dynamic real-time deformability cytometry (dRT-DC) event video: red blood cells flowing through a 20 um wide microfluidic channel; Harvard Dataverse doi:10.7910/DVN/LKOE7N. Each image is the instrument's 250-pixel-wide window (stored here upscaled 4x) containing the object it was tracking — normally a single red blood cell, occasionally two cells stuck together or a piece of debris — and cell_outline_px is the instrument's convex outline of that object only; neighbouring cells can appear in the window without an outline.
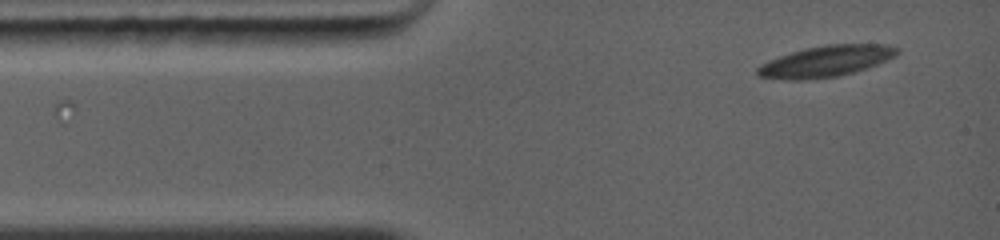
{"species": "common noctule bat (a hibernating species)", "species_latin": "Nyctalus noctula", "temperature_condition": "warm", "stored_images_in_passage": 2, "camera_frame_rate_fps": 5000, "um_per_image_px": 0.085, "animal": {"sex": "female", "body_mass_g": 19.0, "forearm_length_mm": 56.7}, "frame": {"image": 1, "passage_image": 2, "time_ms": 1.0, "image_size_px": [1000, 240], "cell_outline_px": [[900, 52], [896, 56], [868, 68], [836, 76], [804, 80], [784, 80], [756, 76], [756, 68], [760, 64], [768, 60], [804, 48], [828, 44], [888, 44], [900, 48]], "centroid_in_image_um": [70.2, 5.2], "position_along_channel_um": 14.8, "area_um2": 25.55}}